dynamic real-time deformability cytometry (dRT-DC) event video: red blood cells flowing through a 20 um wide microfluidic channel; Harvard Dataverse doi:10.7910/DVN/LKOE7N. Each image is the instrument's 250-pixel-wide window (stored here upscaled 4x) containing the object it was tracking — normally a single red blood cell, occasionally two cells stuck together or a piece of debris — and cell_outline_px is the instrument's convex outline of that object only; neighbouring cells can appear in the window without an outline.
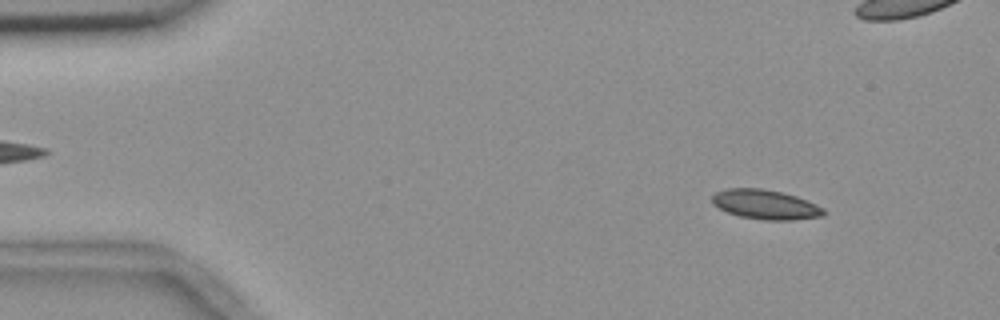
{"species": "common noctule bat (a hibernating species)", "species_latin": "Nyctalus noctula", "temperature_condition": "room temperature", "stored_images_in_passage": 56, "camera_frame_rate_fps": 3000, "um_per_image_px": 0.085, "animal": {"sex": "female", "body_mass_g": 18.4}, "frame": {"image": 1, "passage_image": 6, "time_ms": 1.667, "image_size_px": [1000, 320], "cell_outline_px": [[828, 212], [824, 216], [792, 220], [764, 220], [740, 216], [728, 212], [712, 204], [712, 196], [716, 192], [728, 188], [760, 188], [780, 192], [796, 196], [816, 204], [824, 208]], "centroid_in_image_um": [65.09, 17.39], "position_along_channel_um": 19.9, "area_um2": 19.19}}
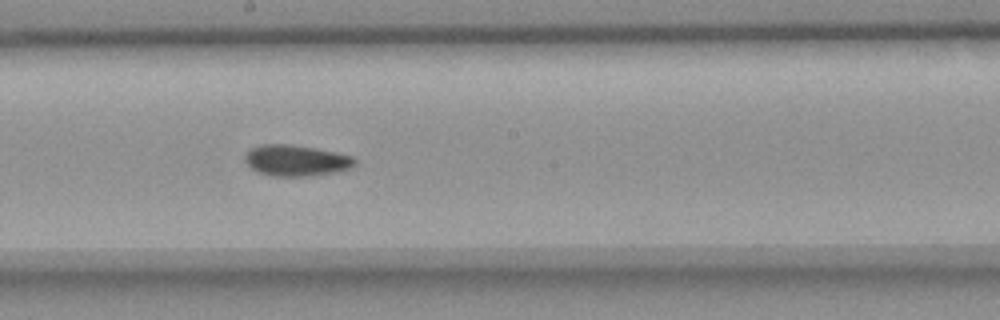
{"frame": {"image": 2, "passage_image": 30, "time_ms": 9.667, "image_size_px": [1000, 320], "cell_outline_px": [[356, 164], [352, 168], [332, 172], [308, 176], [272, 176], [260, 172], [252, 168], [244, 160], [244, 156], [248, 148], [260, 144], [288, 144], [316, 148], [336, 152], [352, 156], [356, 160]], "centroid_in_image_um": [25.15, 13.62], "position_along_channel_um": 223.0, "area_um2": 19.94}}
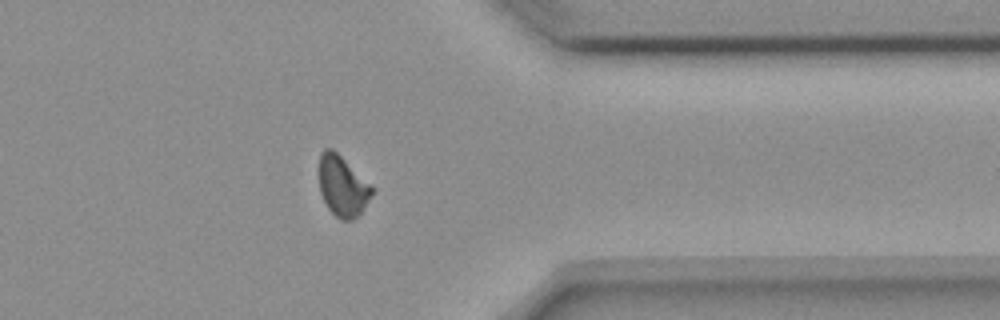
{"frame": {"image": 3, "passage_image": 44, "time_ms": 14.333, "image_size_px": [1000, 320], "cell_outline_px": [[372, 192], [364, 208], [352, 220], [340, 220], [328, 208], [320, 192], [320, 152], [324, 148], [332, 148], [372, 188]], "centroid_in_image_um": [29.07, 15.83], "position_along_channel_um": 382.3, "area_um2": 17.86}, "authors_computed_cell_mechanics": {"area_um2": 19.1896, "velocity_mm_per_s": 3.6363, "shape_relaxation_time_tau1_ms": 9.7837, "shape_relaxation_time_tau2_ms": 8.4478, "deformation_change_tau1": 0.1401, "deformation_change_tau2": 0.1069}}